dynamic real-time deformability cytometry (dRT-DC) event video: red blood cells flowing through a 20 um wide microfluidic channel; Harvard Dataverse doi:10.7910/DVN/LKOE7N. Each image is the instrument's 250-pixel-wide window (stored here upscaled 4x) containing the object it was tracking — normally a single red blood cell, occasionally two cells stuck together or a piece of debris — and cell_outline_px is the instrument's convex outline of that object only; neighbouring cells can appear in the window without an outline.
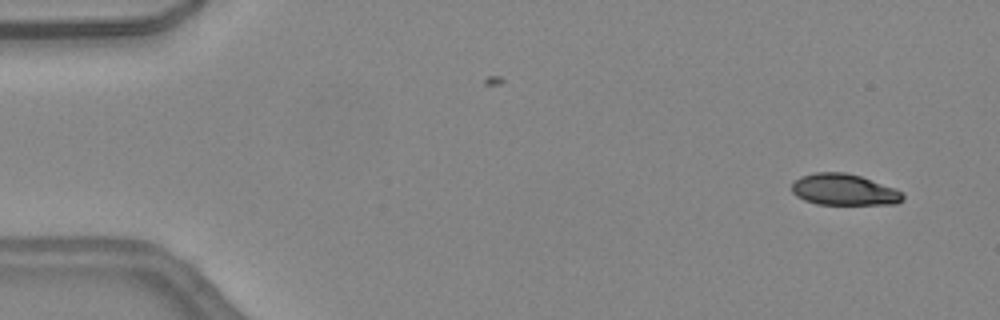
{"species": "common noctule bat (a hibernating species)", "species_latin": "Nyctalus noctula", "temperature_condition": "warm", "stored_images_in_passage": 44, "camera_frame_rate_fps": 3000, "um_per_image_px": 0.085, "animal": {"sex": "female", "body_mass_g": 24.6, "forearm_length_mm": 56.2}, "frame": {"image": 1, "passage_image": 2, "time_ms": 0.333, "image_size_px": [1000, 320], "cell_outline_px": [[904, 200], [896, 204], [816, 204], [804, 200], [796, 196], [792, 192], [792, 184], [800, 176], [816, 172], [844, 172], [860, 176], [896, 188], [904, 196]], "centroid_in_image_um": [71.74, 16.12], "position_along_channel_um": 13.3, "area_um2": 20.29}}
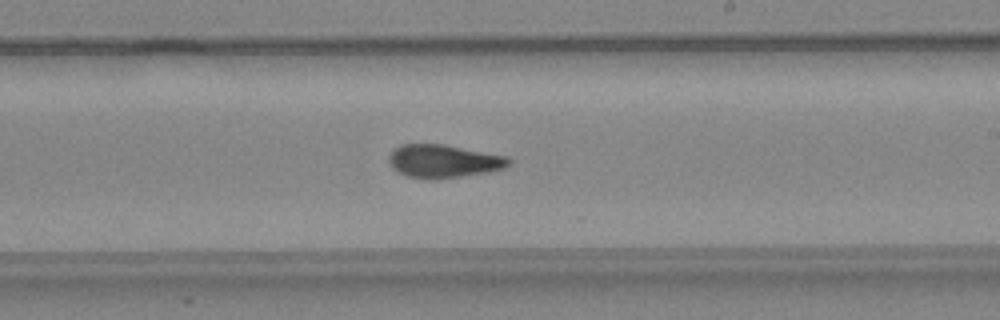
{"frame": {"image": 2, "passage_image": 26, "time_ms": 8.333, "image_size_px": [1000, 320], "cell_outline_px": [[512, 164], [504, 168], [488, 172], [436, 180], [428, 180], [408, 176], [392, 168], [388, 160], [388, 156], [400, 144], [444, 144], [508, 156], [512, 160]], "centroid_in_image_um": [37.73, 13.7], "position_along_channel_um": 251.3, "area_um2": 23.41}}
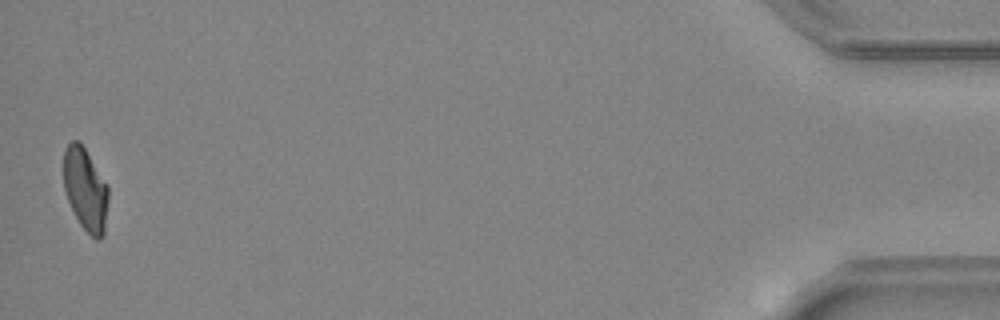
{"frame": {"image": 3, "passage_image": 44, "time_ms": 14.333, "image_size_px": [1000, 320], "cell_outline_px": [[108, 200], [104, 236], [100, 240], [96, 240], [80, 224], [68, 200], [64, 188], [64, 148], [72, 140], [80, 140], [108, 184]], "centroid_in_image_um": [7.28, 16.07], "position_along_channel_um": 427.9, "area_um2": 21.73}, "authors_computed_cell_mechanics": {"area_um2": 22.6865, "velocity_mm_per_s": 4.5304, "shape_relaxation_time_tau1_ms": 5.3764, "shape_relaxation_time_tau2_ms": 1.8849, "deformation_change_tau1": 0.1822, "deformation_change_tau2": 0.0626}}